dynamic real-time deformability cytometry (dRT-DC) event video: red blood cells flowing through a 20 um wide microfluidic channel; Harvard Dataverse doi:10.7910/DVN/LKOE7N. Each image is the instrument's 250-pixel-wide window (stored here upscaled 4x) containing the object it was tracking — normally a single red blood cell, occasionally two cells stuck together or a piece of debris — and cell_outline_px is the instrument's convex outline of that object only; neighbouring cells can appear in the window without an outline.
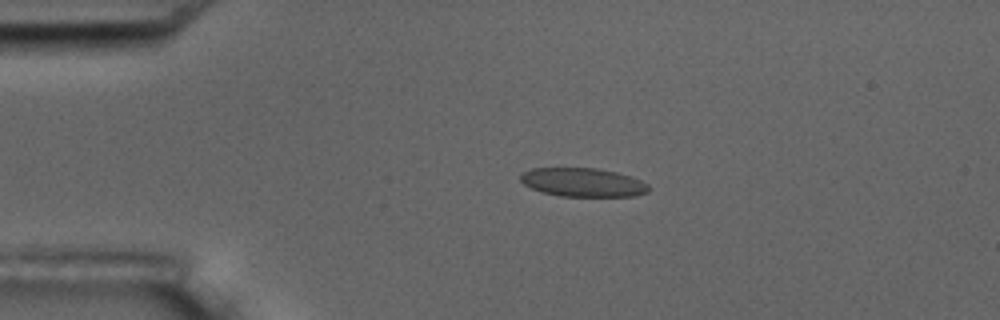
{"species": "common noctule bat (a hibernating species)", "species_latin": "Nyctalus noctula", "temperature_condition": "room temperature", "stored_images_in_passage": 4, "camera_frame_rate_fps": 3000, "um_per_image_px": 0.085, "animal": {"sex": "male", "body_mass_g": 17.5, "forearm_length_mm": 52.3}, "frame": {"image": 1, "passage_image": 3, "time_ms": 3.0, "image_size_px": [1000, 320], "cell_outline_px": [[652, 188], [648, 192], [636, 196], [560, 196], [540, 192], [524, 184], [520, 180], [520, 176], [524, 172], [532, 168], [596, 168], [616, 172], [632, 176], [648, 184]], "centroid_in_image_um": [49.58, 15.5], "position_along_channel_um": 35.4, "area_um2": 21.56}}